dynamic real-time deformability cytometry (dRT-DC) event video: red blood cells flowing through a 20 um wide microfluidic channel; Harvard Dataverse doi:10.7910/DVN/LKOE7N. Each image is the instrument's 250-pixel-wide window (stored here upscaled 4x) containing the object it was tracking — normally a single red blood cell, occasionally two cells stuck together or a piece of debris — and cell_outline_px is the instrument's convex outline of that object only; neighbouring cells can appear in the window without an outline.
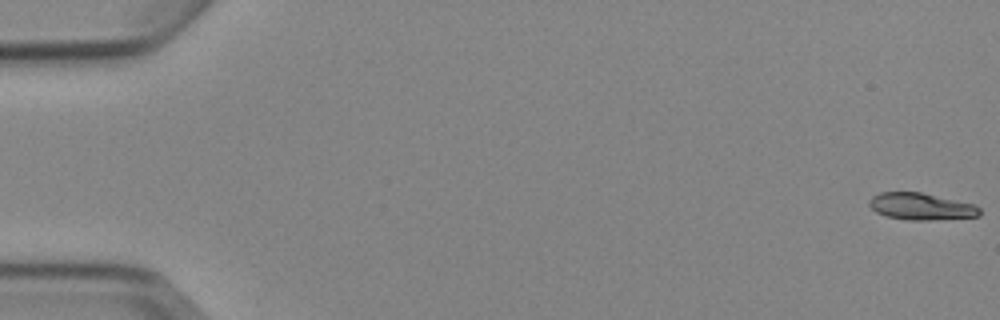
{"species": "Egyptian fruit bat (a non-hibernating species)", "species_latin": "Rousettus aegyptiacus", "temperature_condition": "cold", "stored_images_in_passage": 6, "camera_frame_rate_fps": 3000, "um_per_image_px": 0.085, "animal": {"sex": "female"}, "frame": {"image": 1, "passage_image": 1, "time_ms": 0.0, "image_size_px": [1000, 320], "cell_outline_px": [[980, 216], [928, 220], [908, 220], [888, 216], [876, 212], [868, 204], [868, 200], [872, 196], [880, 192], [920, 192], [972, 204], [980, 208]], "centroid_in_image_um": [78.25, 17.55], "position_along_channel_um": 6.8, "area_um2": 17.05}}